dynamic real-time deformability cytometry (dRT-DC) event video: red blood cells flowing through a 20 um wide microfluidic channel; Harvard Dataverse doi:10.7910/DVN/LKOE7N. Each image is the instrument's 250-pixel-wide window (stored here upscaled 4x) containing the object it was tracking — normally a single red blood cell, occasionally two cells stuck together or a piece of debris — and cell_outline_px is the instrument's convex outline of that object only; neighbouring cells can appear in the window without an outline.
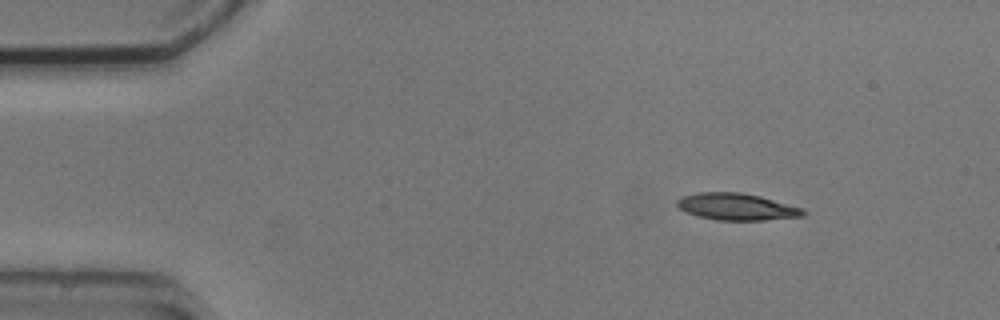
{"species": "common noctule bat (a hibernating species)", "species_latin": "Nyctalus noctula", "temperature_condition": "cold", "stored_images_in_passage": 4, "camera_frame_rate_fps": 3000, "um_per_image_px": 0.085, "animal": {"sex": "male", "body_mass_g": 20.5, "forearm_length_mm": 52.5}, "frame": {"image": 1, "passage_image": 2, "time_ms": 1.0, "image_size_px": [1000, 320], "cell_outline_px": [[808, 212], [804, 216], [764, 220], [716, 220], [684, 212], [676, 204], [676, 200], [684, 196], [700, 192], [740, 192], [760, 196], [804, 208]], "centroid_in_image_um": [62.66, 17.57], "position_along_channel_um": 22.3, "area_um2": 19.77}}